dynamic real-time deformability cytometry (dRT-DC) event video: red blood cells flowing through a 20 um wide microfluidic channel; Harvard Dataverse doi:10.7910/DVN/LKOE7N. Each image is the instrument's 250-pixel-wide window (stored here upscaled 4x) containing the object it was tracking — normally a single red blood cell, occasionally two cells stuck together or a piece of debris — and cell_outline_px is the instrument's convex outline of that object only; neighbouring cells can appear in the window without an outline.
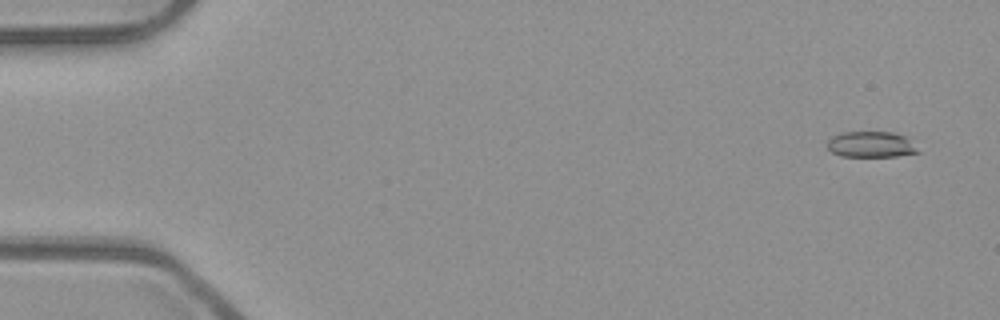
{"species": "common noctule bat (a hibernating species)", "species_latin": "Nyctalus noctula", "temperature_condition": "room temperature", "stored_images_in_passage": 52, "camera_frame_rate_fps": 3000, "um_per_image_px": 0.085, "animal": {"sex": "male", "body_mass_g": 23.1, "forearm_length_mm": 52.7}, "frame": {"image": 1, "passage_image": 3, "time_ms": 0.667, "image_size_px": [1000, 320], "cell_outline_px": [[920, 152], [896, 156], [840, 156], [832, 152], [828, 148], [828, 140], [832, 136], [840, 132], [892, 132], [908, 136]], "centroid_in_image_um": [74.05, 12.27], "position_along_channel_um": 10.9, "area_um2": 13.76}}
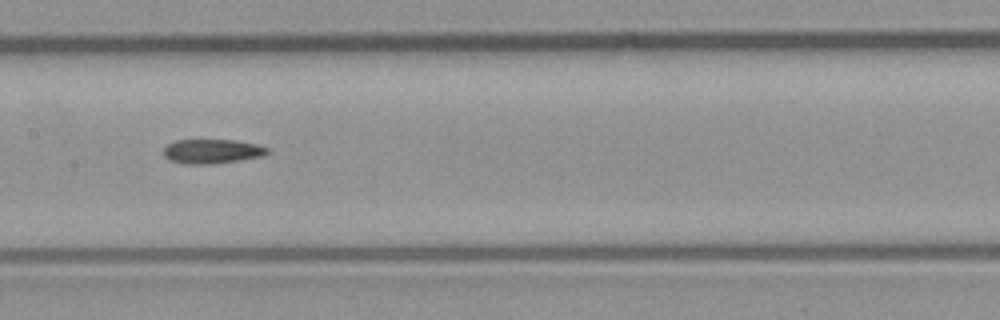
{"frame": {"image": 2, "passage_image": 27, "time_ms": 8.667, "image_size_px": [1000, 320], "cell_outline_px": [[268, 152], [264, 156], [240, 160], [212, 164], [184, 164], [168, 160], [164, 156], [164, 148], [168, 144], [176, 140], [236, 140], [256, 144], [268, 148]], "centroid_in_image_um": [18.01, 12.87], "position_along_channel_um": 189.4, "area_um2": 14.8}}
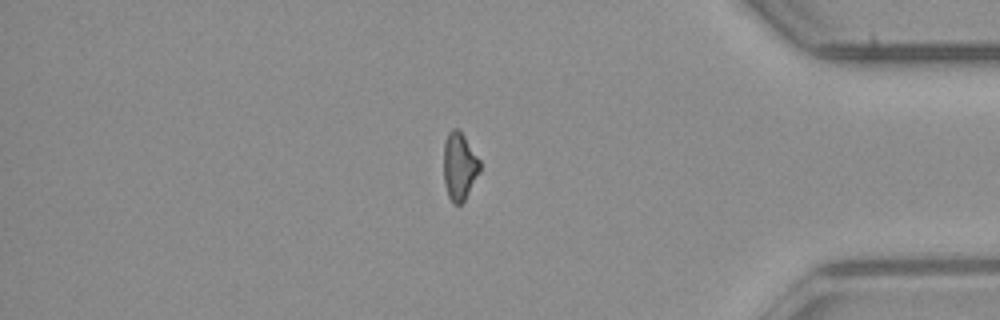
{"frame": {"image": 3, "passage_image": 45, "time_ms": 14.667, "image_size_px": [1000, 320], "cell_outline_px": [[480, 172], [464, 200], [460, 204], [452, 204], [448, 196], [444, 184], [444, 144], [448, 132], [452, 128], [460, 128], [480, 160]], "centroid_in_image_um": [39.05, 14.11], "position_along_channel_um": 396.2, "area_um2": 14.45}}